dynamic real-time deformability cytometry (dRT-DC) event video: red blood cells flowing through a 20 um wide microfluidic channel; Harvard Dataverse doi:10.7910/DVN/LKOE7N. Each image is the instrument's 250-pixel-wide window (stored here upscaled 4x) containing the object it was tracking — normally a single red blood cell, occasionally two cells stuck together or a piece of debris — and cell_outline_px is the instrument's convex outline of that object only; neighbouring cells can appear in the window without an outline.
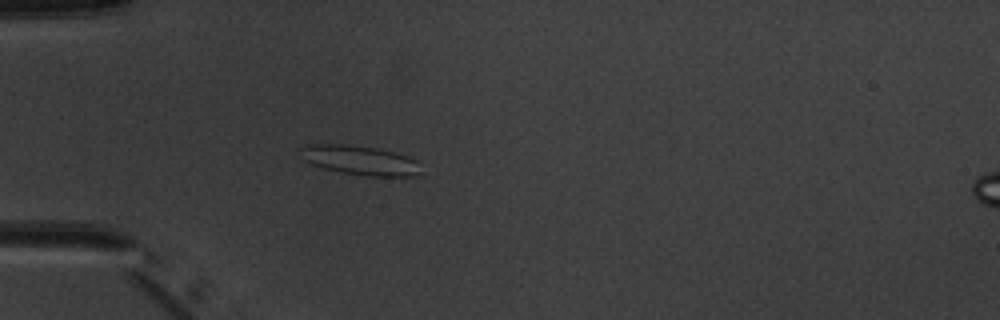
{"species": "common noctule bat (a hibernating species)", "species_latin": "Nyctalus noctula", "temperature_condition": "warm", "stored_images_in_passage": 4, "camera_frame_rate_fps": 3000, "um_per_image_px": 0.085, "animal": {"sex": "male", "body_mass_g": 20.1, "forearm_length_mm": 53.5}, "frame": {"image": 1, "passage_image": 4, "time_ms": 3.667, "image_size_px": [1000, 320], "cell_outline_px": [[420, 172], [412, 176], [364, 176], [340, 172], [324, 168], [312, 164], [304, 160], [296, 152], [296, 148], [308, 144], [348, 144], [376, 148], [408, 156], [416, 160]], "centroid_in_image_um": [30.49, 13.6], "position_along_channel_um": 54.5, "area_um2": 20.81}}